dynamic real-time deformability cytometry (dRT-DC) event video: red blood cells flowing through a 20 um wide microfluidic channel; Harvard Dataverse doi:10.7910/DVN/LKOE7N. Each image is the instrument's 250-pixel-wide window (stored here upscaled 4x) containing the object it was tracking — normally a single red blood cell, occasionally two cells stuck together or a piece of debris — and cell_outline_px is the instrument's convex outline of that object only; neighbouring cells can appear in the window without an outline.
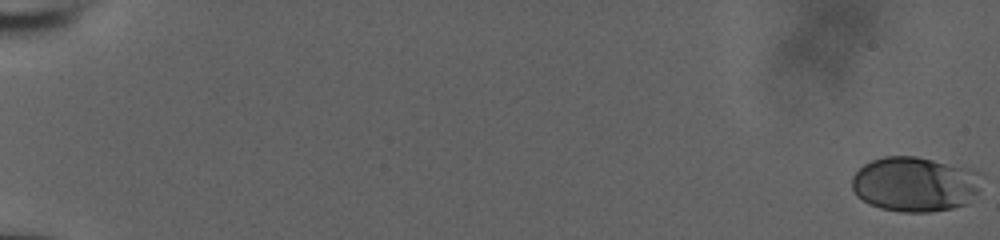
{"species": "human", "species_latin": "Homo sapiens", "temperature_condition": "room temperature", "stored_images_in_passage": 16, "camera_frame_rate_fps": 3000, "um_per_image_px": 0.085, "donor": {"sex": "male"}, "frame": {"image": 1, "passage_image": 1, "time_ms": 0.0, "image_size_px": [1000, 240], "cell_outline_px": [[984, 172], [980, 192], [968, 204], [952, 208], [928, 212], [900, 212], [880, 208], [868, 204], [856, 196], [852, 188], [852, 176], [864, 164], [872, 160], [884, 156], [916, 156], [968, 168]], "centroid_in_image_um": [77.82, 15.66], "position_along_channel_um": 7.2, "area_um2": 42.25}}
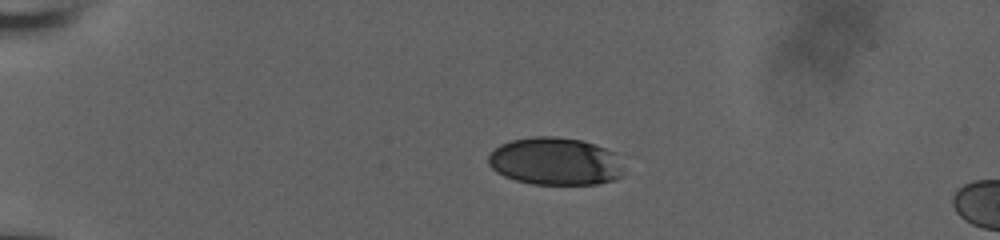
{"frame": {"image": 2, "passage_image": 12, "time_ms": 3.667, "image_size_px": [1000, 240], "cell_outline_px": [[624, 176], [612, 180], [596, 184], [532, 184], [516, 180], [504, 176], [496, 172], [488, 164], [488, 156], [500, 144], [512, 140], [532, 136], [556, 136], [580, 140], [616, 152]], "centroid_in_image_um": [47.18, 13.71], "position_along_channel_um": 37.8, "area_um2": 37.57}}